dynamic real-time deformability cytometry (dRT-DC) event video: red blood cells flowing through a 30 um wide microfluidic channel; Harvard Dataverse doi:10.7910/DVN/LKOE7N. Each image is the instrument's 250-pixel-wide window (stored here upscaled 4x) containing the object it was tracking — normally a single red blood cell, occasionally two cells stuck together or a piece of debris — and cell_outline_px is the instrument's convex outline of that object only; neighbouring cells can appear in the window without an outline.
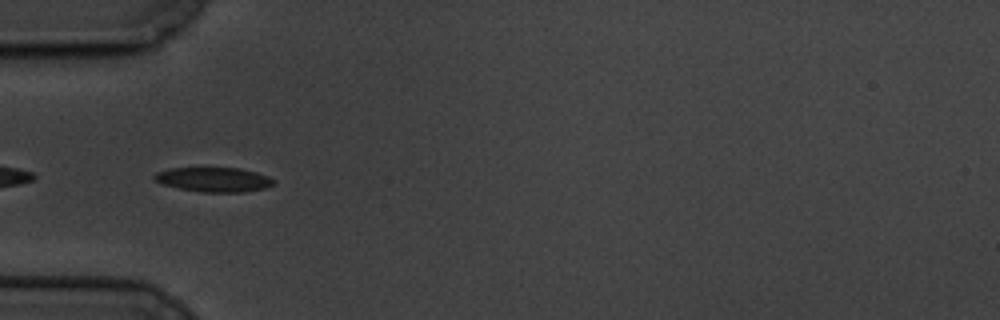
{"species": "common noctule bat (a hibernating species)", "species_latin": "Nyctalus noctula", "temperature_condition": "cold", "stored_images_in_passage": 43, "camera_frame_rate_fps": 3000, "um_per_image_px": 0.085, "animal": {"sex": "male", "body_mass_g": 19.5, "forearm_length_mm": 54.6}, "frame": {"image": 1, "passage_image": 2, "time_ms": 0.333, "image_size_px": [1000, 320], "cell_outline_px": [[276, 184], [264, 188], [244, 192], [200, 192], [180, 188], [164, 184], [152, 180], [152, 176], [156, 172], [168, 168], [240, 168], [256, 172], [268, 176], [276, 180]], "centroid_in_image_um": [18.17, 15.26], "position_along_channel_um": 66.8, "area_um2": 17.17}}
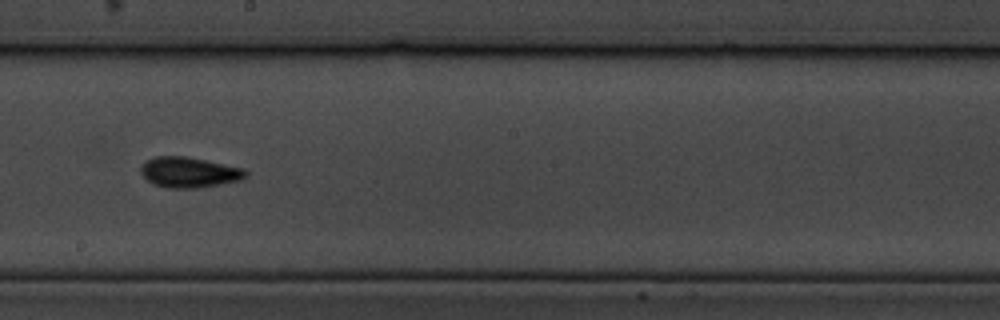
{"frame": {"image": 2, "passage_image": 17, "time_ms": 5.333, "image_size_px": [1000, 320], "cell_outline_px": [[248, 176], [240, 180], [220, 184], [196, 188], [168, 188], [152, 184], [140, 172], [140, 168], [148, 160], [156, 156], [188, 156], [244, 168], [248, 172]], "centroid_in_image_um": [16.1, 14.64], "position_along_channel_um": 232.1, "area_um2": 18.67}}
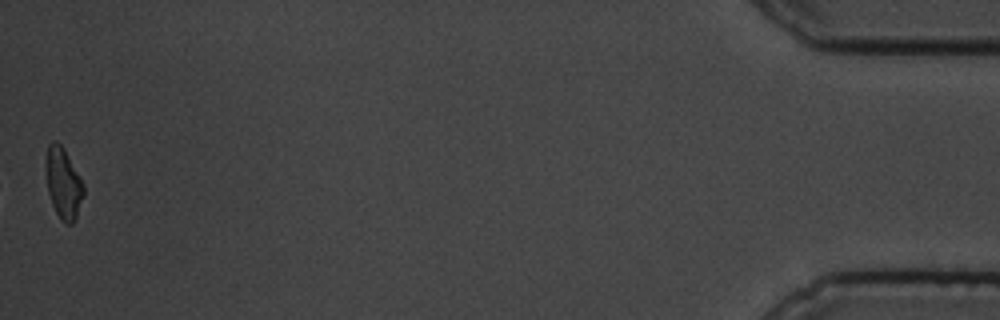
{"frame": {"image": 3, "passage_image": 43, "time_ms": 14.0, "image_size_px": [1000, 320], "cell_outline_px": [[84, 196], [76, 216], [72, 224], [64, 224], [60, 220], [52, 204], [48, 192], [44, 168], [44, 164], [48, 144], [52, 140], [56, 140], [64, 148], [80, 176], [84, 184]], "centroid_in_image_um": [5.36, 15.55], "position_along_channel_um": 429.8, "area_um2": 15.95}, "authors_computed_cell_mechanics": {"area_um2": 16.7042, "velocity_mm_per_s": 3.3264, "shape_relaxation_time_tau1_ms": 2.8785, "shape_relaxation_time_tau2_ms": 4.0773, "deformation_change_tau1": 0.0947, "deformation_change_tau2": 0.1191}}